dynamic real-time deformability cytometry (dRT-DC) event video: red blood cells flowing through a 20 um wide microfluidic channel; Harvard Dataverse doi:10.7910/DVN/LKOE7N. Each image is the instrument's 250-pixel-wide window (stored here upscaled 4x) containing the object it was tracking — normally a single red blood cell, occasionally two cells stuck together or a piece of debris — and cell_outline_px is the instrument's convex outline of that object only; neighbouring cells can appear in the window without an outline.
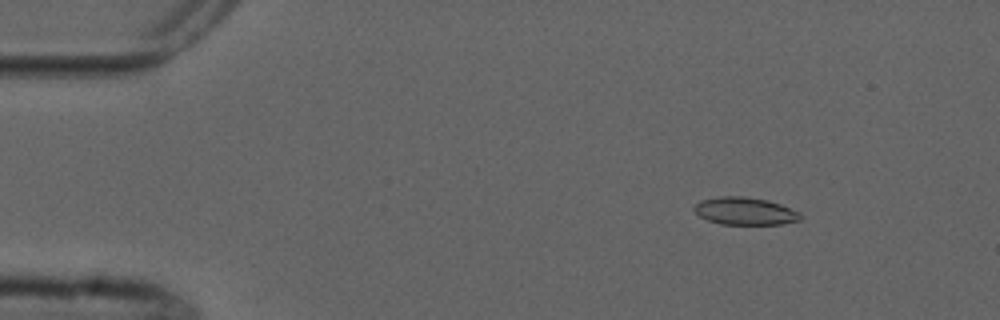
{"species": "common noctule bat (a hibernating species)", "species_latin": "Nyctalus noctula", "temperature_condition": "cold", "stored_images_in_passage": 5, "camera_frame_rate_fps": 3000, "um_per_image_px": 0.085, "animal": {"sex": "male", "forearm_length_mm": 52.5}, "frame": {"image": 1, "passage_image": 3, "time_ms": 2.333, "image_size_px": [1000, 320], "cell_outline_px": [[800, 220], [780, 224], [720, 224], [708, 220], [700, 216], [692, 208], [700, 200], [724, 196], [740, 196], [768, 200], [780, 204], [800, 212]], "centroid_in_image_um": [63.31, 17.94], "position_along_channel_um": 21.7, "area_um2": 16.88}}